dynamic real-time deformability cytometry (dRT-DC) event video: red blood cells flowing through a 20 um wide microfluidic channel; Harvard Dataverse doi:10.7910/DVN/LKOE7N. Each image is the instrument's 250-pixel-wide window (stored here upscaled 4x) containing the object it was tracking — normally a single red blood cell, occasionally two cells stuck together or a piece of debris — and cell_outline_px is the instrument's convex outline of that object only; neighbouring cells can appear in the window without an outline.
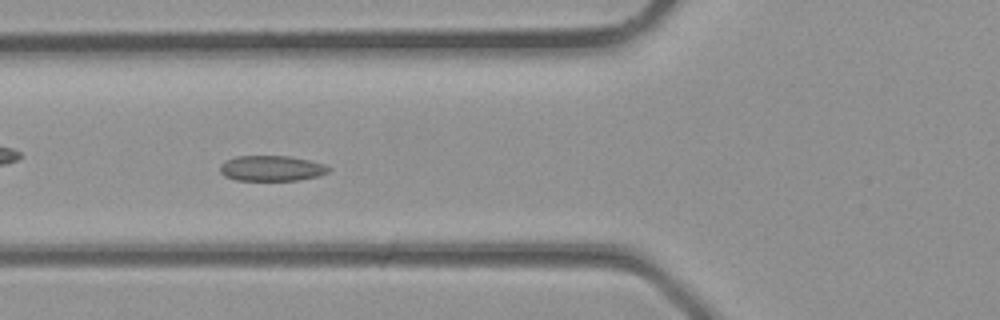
{"species": "common noctule bat (a hibernating species)", "species_latin": "Nyctalus noctula", "temperature_condition": "room temperature", "stored_images_in_passage": 38, "camera_frame_rate_fps": 3000, "um_per_image_px": 0.085, "animal": {"sex": "male", "body_mass_g": 23.1, "forearm_length_mm": 52.7}, "frame": {"image": 1, "passage_image": 15, "time_ms": 4.667, "image_size_px": [1000, 320], "cell_outline_px": [[332, 168], [328, 172], [320, 176], [300, 180], [236, 180], [224, 176], [220, 172], [220, 164], [224, 160], [236, 156], [288, 156], [308, 160], [324, 164]], "centroid_in_image_um": [23.07, 14.31], "position_along_channel_um": 102.7, "area_um2": 16.24}}
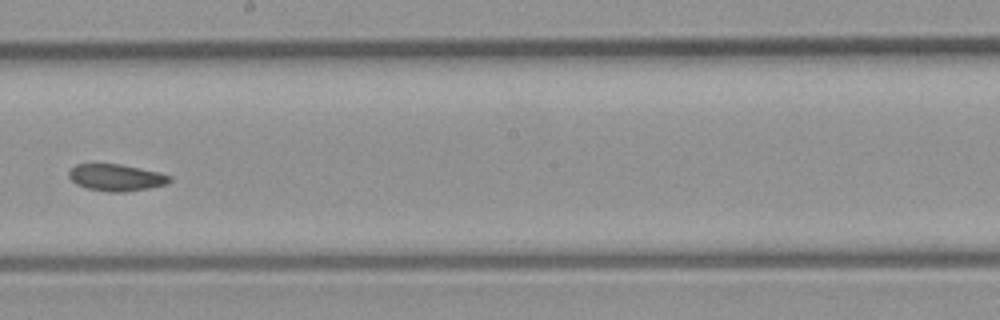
{"frame": {"image": 2, "passage_image": 22, "time_ms": 7.0, "image_size_px": [1000, 320], "cell_outline_px": [[172, 180], [168, 184], [148, 188], [124, 192], [108, 192], [88, 188], [76, 184], [68, 176], [68, 172], [76, 164], [120, 164], [160, 172], [172, 176]], "centroid_in_image_um": [9.91, 15.09], "position_along_channel_um": 238.3, "area_um2": 15.78}}
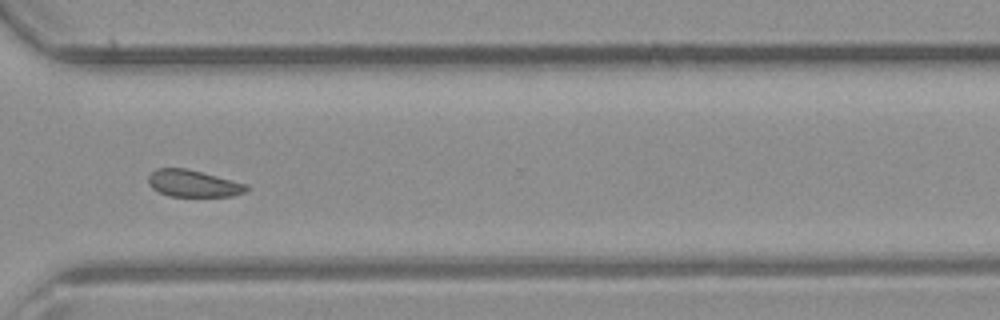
{"frame": {"image": 3, "passage_image": 28, "time_ms": 9.0, "image_size_px": [1000, 320], "cell_outline_px": [[248, 188], [244, 192], [232, 196], [168, 196], [152, 188], [148, 184], [148, 176], [156, 168], [188, 168], [248, 184]], "centroid_in_image_um": [16.41, 15.58], "position_along_channel_um": 354.2, "area_um2": 15.43}}